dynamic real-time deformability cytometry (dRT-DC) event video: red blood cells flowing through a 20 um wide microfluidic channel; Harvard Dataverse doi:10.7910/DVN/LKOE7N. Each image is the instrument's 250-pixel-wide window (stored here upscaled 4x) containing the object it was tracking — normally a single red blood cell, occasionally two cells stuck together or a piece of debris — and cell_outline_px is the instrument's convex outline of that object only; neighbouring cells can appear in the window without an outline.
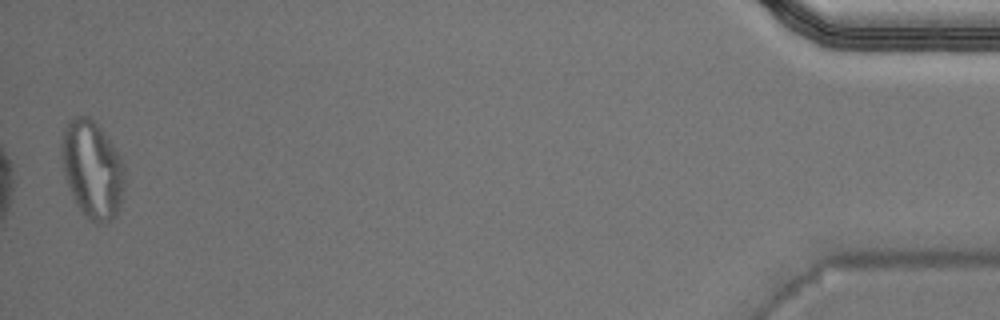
{"species": "Egyptian fruit bat (a non-hibernating species)", "species_latin": "Rousettus aegyptiacus", "temperature_condition": "warm", "stored_images_in_passage": 36, "segment_of_instrument_passage": [2, 2], "camera_frame_rate_fps": 3000, "um_per_image_px": 0.085, "animal": {"sex": "male"}, "frame": {"image": 1, "passage_image": 36, "time_ms": 11.667, "image_size_px": [1000, 320], "cell_outline_px": [[124, 184], [120, 204], [116, 216], [112, 220], [92, 220], [76, 204], [64, 176], [60, 152], [60, 144], [64, 128], [68, 120], [72, 116], [88, 116], [100, 128], [116, 148], [124, 164]], "centroid_in_image_um": [7.82, 14.32], "position_along_channel_um": 427.4, "area_um2": 35.6}}